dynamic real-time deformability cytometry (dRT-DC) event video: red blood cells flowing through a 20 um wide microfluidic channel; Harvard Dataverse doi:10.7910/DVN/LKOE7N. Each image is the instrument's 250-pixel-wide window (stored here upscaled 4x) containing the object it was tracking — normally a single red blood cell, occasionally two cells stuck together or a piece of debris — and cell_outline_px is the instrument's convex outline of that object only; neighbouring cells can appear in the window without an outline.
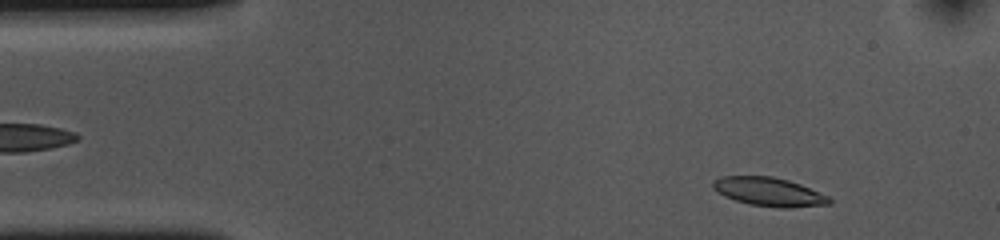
{"species": "common noctule bat (a hibernating species)", "species_latin": "Nyctalus noctula", "temperature_condition": "cold", "stored_images_in_passage": 47, "camera_frame_rate_fps": 3000, "um_per_image_px": 0.085, "animal": {"sex": "female", "body_mass_g": 10.0, "forearm_length_mm": 53.1}, "frame": {"image": 1, "passage_image": 5, "time_ms": 1.333, "image_size_px": [1000, 240], "cell_outline_px": [[832, 204], [788, 208], [776, 208], [748, 204], [724, 196], [716, 192], [712, 188], [712, 180], [724, 176], [772, 176], [788, 180], [800, 184], [828, 196], [832, 200]], "centroid_in_image_um": [65.34, 16.31], "position_along_channel_um": 19.7, "area_um2": 19.59}}
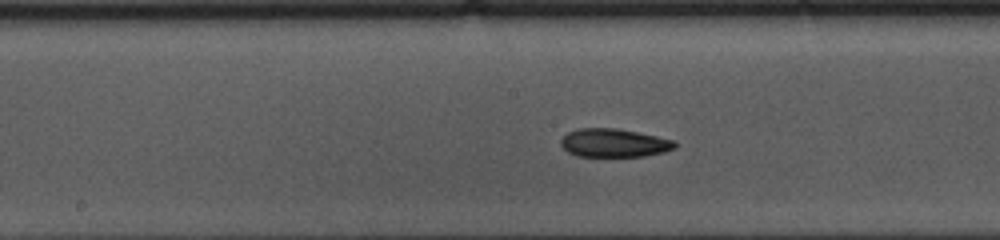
{"frame": {"image": 2, "passage_image": 25, "time_ms": 8.0, "image_size_px": [1000, 240], "cell_outline_px": [[676, 148], [664, 152], [644, 156], [576, 156], [568, 152], [560, 144], [560, 140], [568, 132], [576, 128], [616, 128], [676, 140]], "centroid_in_image_um": [52.19, 12.15], "position_along_channel_um": 196.0, "area_um2": 18.9}}
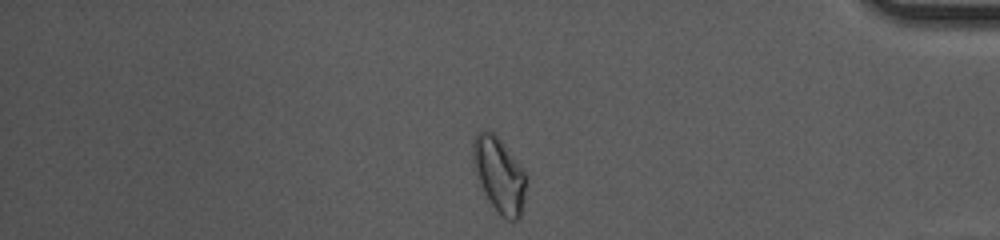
{"frame": {"image": 3, "passage_image": 44, "time_ms": 14.333, "image_size_px": [1000, 240], "cell_outline_px": [[528, 180], [524, 200], [520, 216], [516, 220], [508, 220], [500, 216], [484, 192], [472, 164], [472, 140], [476, 132], [484, 128], [488, 128], [496, 136], [520, 164]], "centroid_in_image_um": [42.42, 14.83], "position_along_channel_um": 392.8, "area_um2": 23.41}, "authors_computed_cell_mechanics": {"area_um2": 19.4208, "velocity_mm_per_s": 3.6322, "shape_relaxation_time_tau1_ms": 4.3547, "shape_relaxation_time_tau2_ms": 3.0065, "deformation_change_tau1": 0.1267, "deformation_change_tau2": 0.0954}}